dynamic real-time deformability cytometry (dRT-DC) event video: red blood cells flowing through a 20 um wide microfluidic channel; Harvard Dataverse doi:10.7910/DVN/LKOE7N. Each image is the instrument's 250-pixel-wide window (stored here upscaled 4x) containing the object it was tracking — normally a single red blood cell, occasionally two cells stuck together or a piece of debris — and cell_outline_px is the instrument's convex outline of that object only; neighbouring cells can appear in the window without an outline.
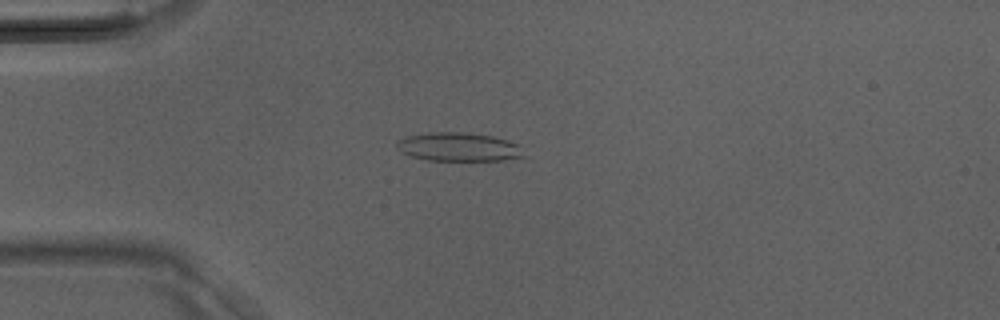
{"species": "Egyptian fruit bat (a non-hibernating species)", "species_latin": "Rousettus aegyptiacus", "temperature_condition": "room temperature", "stored_images_in_passage": 39, "camera_frame_rate_fps": 3000, "um_per_image_px": 0.085, "animal": {"sex": "male"}, "frame": {"image": 1, "passage_image": 10, "time_ms": 3.0, "image_size_px": [1000, 320], "cell_outline_px": [[524, 156], [504, 160], [428, 160], [412, 156], [396, 148], [396, 140], [408, 136], [432, 132], [468, 132], [492, 136], [508, 140], [516, 144]], "centroid_in_image_um": [38.95, 12.48], "position_along_channel_um": 46.1, "area_um2": 20.92}}
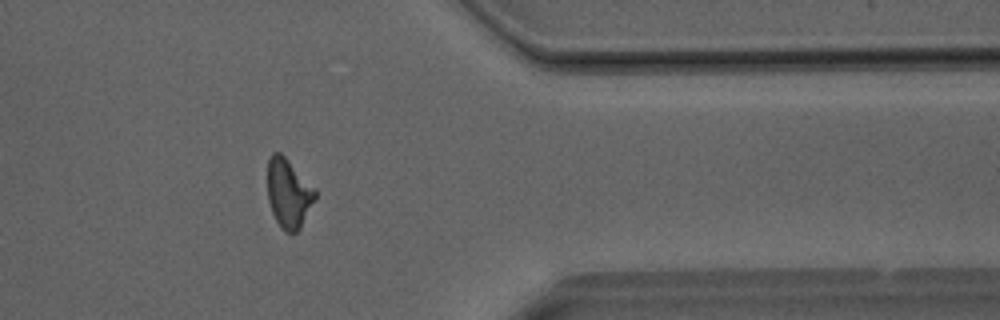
{"frame": {"image": 2, "passage_image": 32, "time_ms": 10.333, "image_size_px": [1000, 320], "cell_outline_px": [[316, 196], [300, 228], [296, 232], [284, 232], [280, 228], [272, 212], [268, 200], [268, 160], [272, 152], [280, 152], [316, 188]], "centroid_in_image_um": [24.52, 16.42], "position_along_channel_um": 386.9, "area_um2": 19.07}}
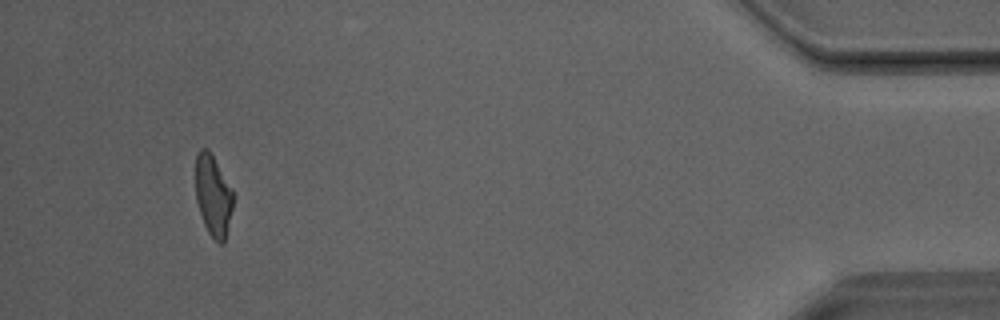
{"frame": {"image": 3, "passage_image": 37, "time_ms": 12.0, "image_size_px": [1000, 320], "cell_outline_px": [[232, 208], [224, 244], [220, 244], [208, 232], [204, 224], [196, 200], [196, 156], [200, 148], [208, 148], [232, 188]], "centroid_in_image_um": [18.11, 16.61], "position_along_channel_um": 417.1, "area_um2": 17.51}}